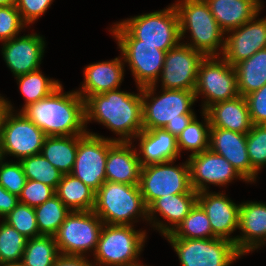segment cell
<instances>
[{"mask_svg":"<svg viewBox=\"0 0 266 266\" xmlns=\"http://www.w3.org/2000/svg\"><path fill=\"white\" fill-rule=\"evenodd\" d=\"M174 6L179 16L181 41L187 31L190 33V43L186 41L185 45L205 57L223 54L226 36L205 0H177Z\"/></svg>","mask_w":266,"mask_h":266,"instance_id":"277c9868","label":"cell"},{"mask_svg":"<svg viewBox=\"0 0 266 266\" xmlns=\"http://www.w3.org/2000/svg\"><path fill=\"white\" fill-rule=\"evenodd\" d=\"M174 248L181 266H231L243 255L235 243L222 238H165Z\"/></svg>","mask_w":266,"mask_h":266,"instance_id":"4fadbf2b","label":"cell"},{"mask_svg":"<svg viewBox=\"0 0 266 266\" xmlns=\"http://www.w3.org/2000/svg\"><path fill=\"white\" fill-rule=\"evenodd\" d=\"M195 97L202 95L205 99L202 111L215 103L234 99L239 96L237 76L234 66L221 56L205 57L199 64Z\"/></svg>","mask_w":266,"mask_h":266,"instance_id":"7c38bea8","label":"cell"},{"mask_svg":"<svg viewBox=\"0 0 266 266\" xmlns=\"http://www.w3.org/2000/svg\"><path fill=\"white\" fill-rule=\"evenodd\" d=\"M238 230L241 233L235 236V246L243 256L265 245L266 203H240Z\"/></svg>","mask_w":266,"mask_h":266,"instance_id":"44dd1931","label":"cell"},{"mask_svg":"<svg viewBox=\"0 0 266 266\" xmlns=\"http://www.w3.org/2000/svg\"><path fill=\"white\" fill-rule=\"evenodd\" d=\"M20 162L27 179L42 182L56 190L63 174L41 153L23 158Z\"/></svg>","mask_w":266,"mask_h":266,"instance_id":"8d00e7d4","label":"cell"},{"mask_svg":"<svg viewBox=\"0 0 266 266\" xmlns=\"http://www.w3.org/2000/svg\"><path fill=\"white\" fill-rule=\"evenodd\" d=\"M54 0H16L22 21L29 26L47 12Z\"/></svg>","mask_w":266,"mask_h":266,"instance_id":"7bdbcfd3","label":"cell"},{"mask_svg":"<svg viewBox=\"0 0 266 266\" xmlns=\"http://www.w3.org/2000/svg\"><path fill=\"white\" fill-rule=\"evenodd\" d=\"M253 1L262 8L263 5L261 0H253Z\"/></svg>","mask_w":266,"mask_h":266,"instance_id":"f907efd6","label":"cell"},{"mask_svg":"<svg viewBox=\"0 0 266 266\" xmlns=\"http://www.w3.org/2000/svg\"><path fill=\"white\" fill-rule=\"evenodd\" d=\"M211 127L223 128L247 134L252 128L250 113L245 97L213 104L206 111Z\"/></svg>","mask_w":266,"mask_h":266,"instance_id":"484cf974","label":"cell"},{"mask_svg":"<svg viewBox=\"0 0 266 266\" xmlns=\"http://www.w3.org/2000/svg\"><path fill=\"white\" fill-rule=\"evenodd\" d=\"M109 31L117 41L123 61L131 70L136 87L154 85L161 74L166 52L156 46L139 45V40L119 22L114 23Z\"/></svg>","mask_w":266,"mask_h":266,"instance_id":"ba28073f","label":"cell"},{"mask_svg":"<svg viewBox=\"0 0 266 266\" xmlns=\"http://www.w3.org/2000/svg\"><path fill=\"white\" fill-rule=\"evenodd\" d=\"M28 238L3 220L0 223V265L20 264Z\"/></svg>","mask_w":266,"mask_h":266,"instance_id":"d590c367","label":"cell"},{"mask_svg":"<svg viewBox=\"0 0 266 266\" xmlns=\"http://www.w3.org/2000/svg\"><path fill=\"white\" fill-rule=\"evenodd\" d=\"M103 221L93 211H71L54 235L61 255L87 257L96 251Z\"/></svg>","mask_w":266,"mask_h":266,"instance_id":"30bf717a","label":"cell"},{"mask_svg":"<svg viewBox=\"0 0 266 266\" xmlns=\"http://www.w3.org/2000/svg\"><path fill=\"white\" fill-rule=\"evenodd\" d=\"M237 88L240 96H247L266 84V48L235 66Z\"/></svg>","mask_w":266,"mask_h":266,"instance_id":"83f0119b","label":"cell"},{"mask_svg":"<svg viewBox=\"0 0 266 266\" xmlns=\"http://www.w3.org/2000/svg\"><path fill=\"white\" fill-rule=\"evenodd\" d=\"M204 58L201 52L180 42L166 52L161 74L154 85L157 87L158 81H161V89L194 91L198 67Z\"/></svg>","mask_w":266,"mask_h":266,"instance_id":"9a60e30c","label":"cell"},{"mask_svg":"<svg viewBox=\"0 0 266 266\" xmlns=\"http://www.w3.org/2000/svg\"><path fill=\"white\" fill-rule=\"evenodd\" d=\"M246 139L251 166L259 173L266 166V126L252 125Z\"/></svg>","mask_w":266,"mask_h":266,"instance_id":"f35d334b","label":"cell"},{"mask_svg":"<svg viewBox=\"0 0 266 266\" xmlns=\"http://www.w3.org/2000/svg\"><path fill=\"white\" fill-rule=\"evenodd\" d=\"M221 30L237 29L261 11L253 0H205Z\"/></svg>","mask_w":266,"mask_h":266,"instance_id":"4316f807","label":"cell"},{"mask_svg":"<svg viewBox=\"0 0 266 266\" xmlns=\"http://www.w3.org/2000/svg\"><path fill=\"white\" fill-rule=\"evenodd\" d=\"M187 161L191 186L197 193L209 190L208 184L224 187L235 179H241L247 183L223 156L210 149L189 156Z\"/></svg>","mask_w":266,"mask_h":266,"instance_id":"2e32d148","label":"cell"},{"mask_svg":"<svg viewBox=\"0 0 266 266\" xmlns=\"http://www.w3.org/2000/svg\"><path fill=\"white\" fill-rule=\"evenodd\" d=\"M54 266H95L90 262L87 257L59 255L56 259Z\"/></svg>","mask_w":266,"mask_h":266,"instance_id":"bcb514c9","label":"cell"},{"mask_svg":"<svg viewBox=\"0 0 266 266\" xmlns=\"http://www.w3.org/2000/svg\"><path fill=\"white\" fill-rule=\"evenodd\" d=\"M3 221L28 239L40 236L34 207L27 204L19 202L10 213L3 217Z\"/></svg>","mask_w":266,"mask_h":266,"instance_id":"74e56055","label":"cell"},{"mask_svg":"<svg viewBox=\"0 0 266 266\" xmlns=\"http://www.w3.org/2000/svg\"><path fill=\"white\" fill-rule=\"evenodd\" d=\"M0 266H22L21 264H4Z\"/></svg>","mask_w":266,"mask_h":266,"instance_id":"816d5d0a","label":"cell"},{"mask_svg":"<svg viewBox=\"0 0 266 266\" xmlns=\"http://www.w3.org/2000/svg\"><path fill=\"white\" fill-rule=\"evenodd\" d=\"M27 178L20 161L5 162L0 160V185L11 194L19 196L26 184Z\"/></svg>","mask_w":266,"mask_h":266,"instance_id":"ab89813d","label":"cell"},{"mask_svg":"<svg viewBox=\"0 0 266 266\" xmlns=\"http://www.w3.org/2000/svg\"><path fill=\"white\" fill-rule=\"evenodd\" d=\"M60 255L54 236L29 238L21 259L22 266H54Z\"/></svg>","mask_w":266,"mask_h":266,"instance_id":"4dcf8cb0","label":"cell"},{"mask_svg":"<svg viewBox=\"0 0 266 266\" xmlns=\"http://www.w3.org/2000/svg\"><path fill=\"white\" fill-rule=\"evenodd\" d=\"M204 123L195 117L187 127L177 136V147L181 155L182 150L191 151L189 156L209 149L210 120L208 114L202 111Z\"/></svg>","mask_w":266,"mask_h":266,"instance_id":"d6a6232c","label":"cell"},{"mask_svg":"<svg viewBox=\"0 0 266 266\" xmlns=\"http://www.w3.org/2000/svg\"><path fill=\"white\" fill-rule=\"evenodd\" d=\"M15 79L18 82L19 91L25 98V103L20 112L30 104L49 96L61 85L59 80L44 76L40 69L18 76Z\"/></svg>","mask_w":266,"mask_h":266,"instance_id":"1f68e13d","label":"cell"},{"mask_svg":"<svg viewBox=\"0 0 266 266\" xmlns=\"http://www.w3.org/2000/svg\"><path fill=\"white\" fill-rule=\"evenodd\" d=\"M116 141L90 132L78 135V149L71 174L95 192L106 181V161L109 148Z\"/></svg>","mask_w":266,"mask_h":266,"instance_id":"5bb4252c","label":"cell"},{"mask_svg":"<svg viewBox=\"0 0 266 266\" xmlns=\"http://www.w3.org/2000/svg\"><path fill=\"white\" fill-rule=\"evenodd\" d=\"M28 27L15 5L0 6V42L9 41Z\"/></svg>","mask_w":266,"mask_h":266,"instance_id":"60d3db41","label":"cell"},{"mask_svg":"<svg viewBox=\"0 0 266 266\" xmlns=\"http://www.w3.org/2000/svg\"><path fill=\"white\" fill-rule=\"evenodd\" d=\"M146 234V230H135L134 225L104 224L93 254L94 265L127 266L138 262Z\"/></svg>","mask_w":266,"mask_h":266,"instance_id":"8992f818","label":"cell"},{"mask_svg":"<svg viewBox=\"0 0 266 266\" xmlns=\"http://www.w3.org/2000/svg\"><path fill=\"white\" fill-rule=\"evenodd\" d=\"M259 14L225 34L227 37L221 57L232 66L266 48V17L257 20Z\"/></svg>","mask_w":266,"mask_h":266,"instance_id":"e0dca14e","label":"cell"},{"mask_svg":"<svg viewBox=\"0 0 266 266\" xmlns=\"http://www.w3.org/2000/svg\"><path fill=\"white\" fill-rule=\"evenodd\" d=\"M2 46L3 59L15 78L40 69L46 42L39 34L16 36Z\"/></svg>","mask_w":266,"mask_h":266,"instance_id":"d6986e66","label":"cell"},{"mask_svg":"<svg viewBox=\"0 0 266 266\" xmlns=\"http://www.w3.org/2000/svg\"><path fill=\"white\" fill-rule=\"evenodd\" d=\"M253 125L266 124V84L245 96Z\"/></svg>","mask_w":266,"mask_h":266,"instance_id":"ee69618b","label":"cell"},{"mask_svg":"<svg viewBox=\"0 0 266 266\" xmlns=\"http://www.w3.org/2000/svg\"><path fill=\"white\" fill-rule=\"evenodd\" d=\"M135 139L140 141L136 150L141 166L176 161L180 156L177 138L164 128L143 129Z\"/></svg>","mask_w":266,"mask_h":266,"instance_id":"d4e9b609","label":"cell"},{"mask_svg":"<svg viewBox=\"0 0 266 266\" xmlns=\"http://www.w3.org/2000/svg\"><path fill=\"white\" fill-rule=\"evenodd\" d=\"M19 203V197L0 185V218L5 217Z\"/></svg>","mask_w":266,"mask_h":266,"instance_id":"f6af8a7d","label":"cell"},{"mask_svg":"<svg viewBox=\"0 0 266 266\" xmlns=\"http://www.w3.org/2000/svg\"><path fill=\"white\" fill-rule=\"evenodd\" d=\"M40 235L54 236L71 210L55 194L34 208Z\"/></svg>","mask_w":266,"mask_h":266,"instance_id":"836d02e7","label":"cell"},{"mask_svg":"<svg viewBox=\"0 0 266 266\" xmlns=\"http://www.w3.org/2000/svg\"><path fill=\"white\" fill-rule=\"evenodd\" d=\"M127 266H147V265H143V264H141L139 261L138 262H136V263H133V264H129V265H127Z\"/></svg>","mask_w":266,"mask_h":266,"instance_id":"681fc988","label":"cell"},{"mask_svg":"<svg viewBox=\"0 0 266 266\" xmlns=\"http://www.w3.org/2000/svg\"><path fill=\"white\" fill-rule=\"evenodd\" d=\"M47 136L84 135L85 100L76 92L63 93L62 84L49 96L21 111Z\"/></svg>","mask_w":266,"mask_h":266,"instance_id":"7a4b0ae2","label":"cell"},{"mask_svg":"<svg viewBox=\"0 0 266 266\" xmlns=\"http://www.w3.org/2000/svg\"><path fill=\"white\" fill-rule=\"evenodd\" d=\"M55 194L71 211H93L96 192L72 174L62 175Z\"/></svg>","mask_w":266,"mask_h":266,"instance_id":"f546056e","label":"cell"},{"mask_svg":"<svg viewBox=\"0 0 266 266\" xmlns=\"http://www.w3.org/2000/svg\"><path fill=\"white\" fill-rule=\"evenodd\" d=\"M7 100H8L7 98L5 99V97L1 96L0 94V130H1V125H2L4 115L6 111L8 110Z\"/></svg>","mask_w":266,"mask_h":266,"instance_id":"7dc6e473","label":"cell"},{"mask_svg":"<svg viewBox=\"0 0 266 266\" xmlns=\"http://www.w3.org/2000/svg\"><path fill=\"white\" fill-rule=\"evenodd\" d=\"M16 0H0V6L15 5Z\"/></svg>","mask_w":266,"mask_h":266,"instance_id":"c3c4849f","label":"cell"},{"mask_svg":"<svg viewBox=\"0 0 266 266\" xmlns=\"http://www.w3.org/2000/svg\"><path fill=\"white\" fill-rule=\"evenodd\" d=\"M156 91L155 85L141 88L143 129L164 128L177 138L196 117L191 108L197 101L195 93L162 88L159 95Z\"/></svg>","mask_w":266,"mask_h":266,"instance_id":"3957f363","label":"cell"},{"mask_svg":"<svg viewBox=\"0 0 266 266\" xmlns=\"http://www.w3.org/2000/svg\"><path fill=\"white\" fill-rule=\"evenodd\" d=\"M55 195V189L42 182L27 179L19 197V202L30 207H37Z\"/></svg>","mask_w":266,"mask_h":266,"instance_id":"b9f144b4","label":"cell"},{"mask_svg":"<svg viewBox=\"0 0 266 266\" xmlns=\"http://www.w3.org/2000/svg\"><path fill=\"white\" fill-rule=\"evenodd\" d=\"M122 58L91 63L84 68V81L76 92L85 100L88 96L103 94L120 88L124 81L125 65Z\"/></svg>","mask_w":266,"mask_h":266,"instance_id":"603a6c76","label":"cell"},{"mask_svg":"<svg viewBox=\"0 0 266 266\" xmlns=\"http://www.w3.org/2000/svg\"><path fill=\"white\" fill-rule=\"evenodd\" d=\"M78 149V135L47 136L41 154L63 175L71 174Z\"/></svg>","mask_w":266,"mask_h":266,"instance_id":"f1b7e54d","label":"cell"},{"mask_svg":"<svg viewBox=\"0 0 266 266\" xmlns=\"http://www.w3.org/2000/svg\"><path fill=\"white\" fill-rule=\"evenodd\" d=\"M175 160L142 166L139 187L146 206L170 194L197 193L192 189L188 161L175 165Z\"/></svg>","mask_w":266,"mask_h":266,"instance_id":"8fae6325","label":"cell"},{"mask_svg":"<svg viewBox=\"0 0 266 266\" xmlns=\"http://www.w3.org/2000/svg\"><path fill=\"white\" fill-rule=\"evenodd\" d=\"M198 193L162 196L148 206V222L162 234L172 233L197 203ZM168 223L158 220V214ZM169 224V225H168Z\"/></svg>","mask_w":266,"mask_h":266,"instance_id":"7402d4cb","label":"cell"},{"mask_svg":"<svg viewBox=\"0 0 266 266\" xmlns=\"http://www.w3.org/2000/svg\"><path fill=\"white\" fill-rule=\"evenodd\" d=\"M139 45L156 46L167 52L181 42L179 16L172 5L150 13L127 18L119 22Z\"/></svg>","mask_w":266,"mask_h":266,"instance_id":"52a82bcc","label":"cell"},{"mask_svg":"<svg viewBox=\"0 0 266 266\" xmlns=\"http://www.w3.org/2000/svg\"><path fill=\"white\" fill-rule=\"evenodd\" d=\"M133 142L116 141L109 148L106 161V181L139 185L142 166Z\"/></svg>","mask_w":266,"mask_h":266,"instance_id":"cb8c5ba5","label":"cell"},{"mask_svg":"<svg viewBox=\"0 0 266 266\" xmlns=\"http://www.w3.org/2000/svg\"><path fill=\"white\" fill-rule=\"evenodd\" d=\"M164 238L205 239L217 237L213 234L205 211L196 203L176 229L165 235Z\"/></svg>","mask_w":266,"mask_h":266,"instance_id":"e575fe53","label":"cell"},{"mask_svg":"<svg viewBox=\"0 0 266 266\" xmlns=\"http://www.w3.org/2000/svg\"><path fill=\"white\" fill-rule=\"evenodd\" d=\"M7 108L0 130V152L2 158L14 156L21 161L28 156L41 153L47 135L22 112L13 113L14 107L7 101Z\"/></svg>","mask_w":266,"mask_h":266,"instance_id":"9c48e42d","label":"cell"},{"mask_svg":"<svg viewBox=\"0 0 266 266\" xmlns=\"http://www.w3.org/2000/svg\"><path fill=\"white\" fill-rule=\"evenodd\" d=\"M246 134L210 127L209 149L223 156L248 182L255 183L258 172L251 166L247 152Z\"/></svg>","mask_w":266,"mask_h":266,"instance_id":"ac0fdd59","label":"cell"},{"mask_svg":"<svg viewBox=\"0 0 266 266\" xmlns=\"http://www.w3.org/2000/svg\"><path fill=\"white\" fill-rule=\"evenodd\" d=\"M138 93L110 90L85 99V124L92 120L110 129L119 137L114 141L132 142L142 130V97Z\"/></svg>","mask_w":266,"mask_h":266,"instance_id":"6da1fadb","label":"cell"},{"mask_svg":"<svg viewBox=\"0 0 266 266\" xmlns=\"http://www.w3.org/2000/svg\"><path fill=\"white\" fill-rule=\"evenodd\" d=\"M93 212L109 225H131L141 218L148 222V207L139 185L105 181L96 191Z\"/></svg>","mask_w":266,"mask_h":266,"instance_id":"5b68a950","label":"cell"},{"mask_svg":"<svg viewBox=\"0 0 266 266\" xmlns=\"http://www.w3.org/2000/svg\"><path fill=\"white\" fill-rule=\"evenodd\" d=\"M197 203L205 211L213 234L235 243V236H230L239 228L240 204L229 199L224 192H198Z\"/></svg>","mask_w":266,"mask_h":266,"instance_id":"ffe728a7","label":"cell"}]
</instances>
